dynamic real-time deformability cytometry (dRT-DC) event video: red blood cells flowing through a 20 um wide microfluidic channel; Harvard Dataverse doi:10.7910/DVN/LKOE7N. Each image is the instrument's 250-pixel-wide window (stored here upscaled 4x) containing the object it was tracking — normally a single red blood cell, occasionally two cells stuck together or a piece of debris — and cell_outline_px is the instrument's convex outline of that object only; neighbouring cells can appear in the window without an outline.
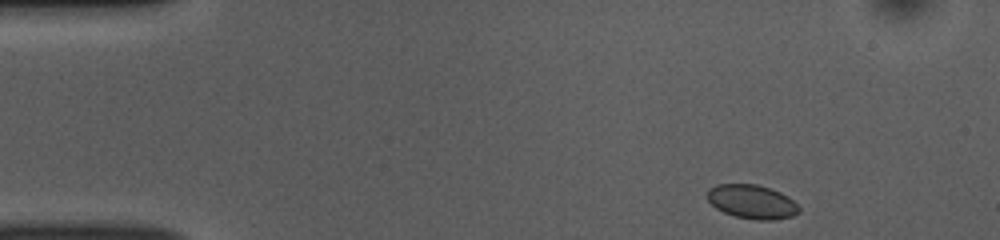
{"species": "common noctule bat (a hibernating species)", "species_latin": "Nyctalus noctula", "temperature_condition": "room temperature", "stored_images_in_passage": 46, "camera_frame_rate_fps": 3000, "um_per_image_px": 0.085, "animal": {"sex": "female", "body_mass_g": 10.0, "forearm_length_mm": 53.1}, "frame": {"image": 1, "passage_image": 1, "time_ms": 0.0, "image_size_px": [1000, 240], "cell_outline_px": [[800, 212], [792, 216], [772, 220], [756, 220], [736, 216], [724, 212], [716, 208], [708, 200], [708, 188], [716, 184], [756, 184], [780, 192], [788, 196], [800, 208]], "centroid_in_image_um": [63.91, 17.14], "position_along_channel_um": 21.1, "area_um2": 18.03}}
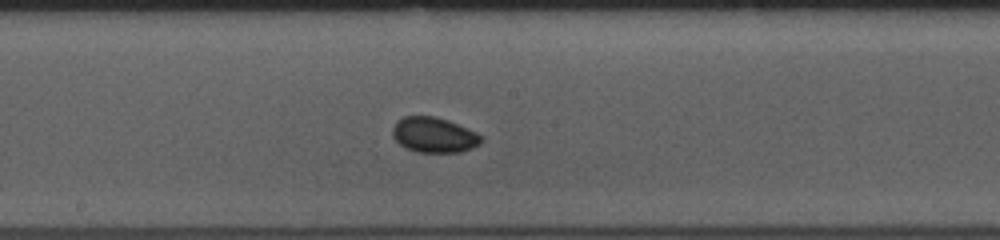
{"frame": {"image": 2, "passage_image": 22, "time_ms": 7.0, "image_size_px": [1000, 240], "cell_outline_px": [[484, 140], [480, 144], [472, 148], [460, 152], [416, 152], [400, 144], [392, 136], [392, 128], [396, 120], [404, 116], [436, 116], [448, 120], [468, 128], [484, 136]], "centroid_in_image_um": [36.91, 11.46], "position_along_channel_um": 211.3, "area_um2": 18.44}}
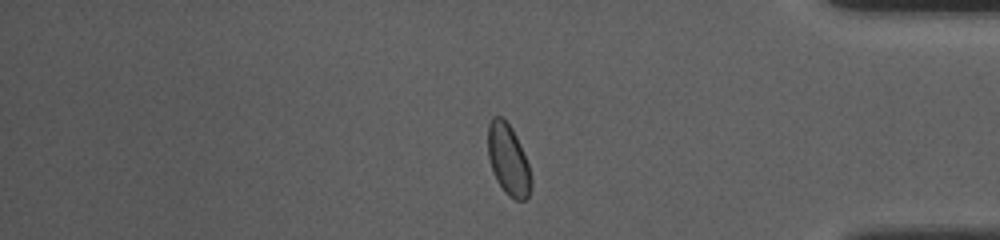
{"frame": {"image": 3, "passage_image": 38, "time_ms": 12.333, "image_size_px": [1000, 240], "cell_outline_px": [[532, 188], [528, 196], [524, 200], [516, 200], [508, 196], [504, 192], [496, 180], [488, 156], [488, 124], [492, 116], [500, 116], [512, 128], [516, 136], [528, 164], [532, 176]], "centroid_in_image_um": [43.21, 13.61], "position_along_channel_um": 392.0, "area_um2": 17.86}}